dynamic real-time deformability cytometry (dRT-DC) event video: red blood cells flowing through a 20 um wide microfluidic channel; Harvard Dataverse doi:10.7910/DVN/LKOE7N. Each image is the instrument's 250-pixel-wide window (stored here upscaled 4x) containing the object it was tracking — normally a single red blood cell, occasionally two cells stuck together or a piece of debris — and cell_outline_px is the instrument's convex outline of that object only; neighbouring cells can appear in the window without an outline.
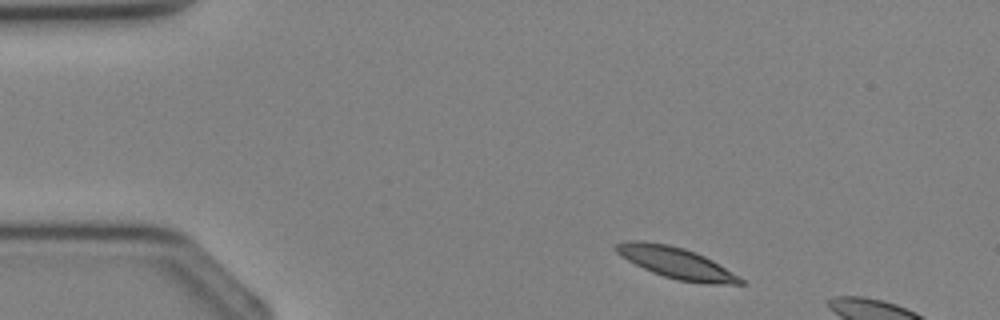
{"species": "Egyptian fruit bat (a non-hibernating species)", "species_latin": "Rousettus aegyptiacus", "temperature_condition": "cold", "stored_images_in_passage": 3, "camera_frame_rate_fps": 3000, "um_per_image_px": 0.085, "animal": {"sex": "female"}, "frame": {"image": 1, "passage_image": 1, "time_ms": 0.0, "image_size_px": [1000, 320], "cell_outline_px": [[748, 284], [704, 284], [676, 280], [652, 272], [628, 260], [616, 252], [612, 248], [616, 244], [624, 240], [636, 240], [668, 244], [684, 248], [704, 256], [712, 260], [744, 280]], "centroid_in_image_um": [57.46, 22.34], "position_along_channel_um": 27.5, "area_um2": 22.54}}